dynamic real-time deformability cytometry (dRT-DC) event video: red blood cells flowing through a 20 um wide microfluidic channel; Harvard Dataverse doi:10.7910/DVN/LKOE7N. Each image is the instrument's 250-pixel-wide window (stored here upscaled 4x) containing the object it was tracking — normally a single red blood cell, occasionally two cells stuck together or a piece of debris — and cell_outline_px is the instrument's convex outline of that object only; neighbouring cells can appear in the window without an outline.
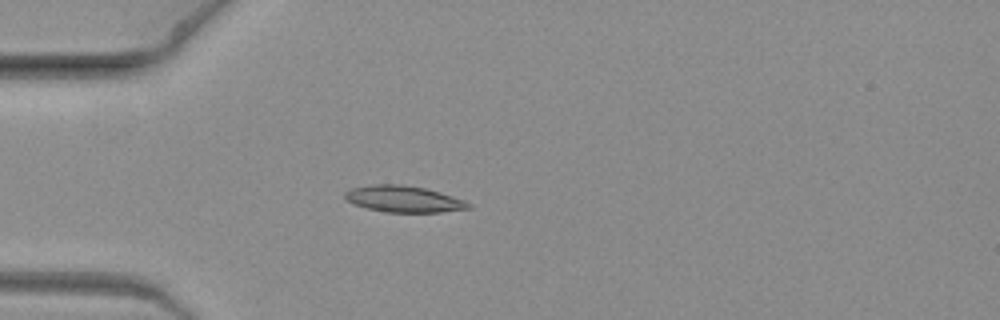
{"species": "common noctule bat (a hibernating species)", "species_latin": "Nyctalus noctula", "temperature_condition": "warm", "stored_images_in_passage": 7, "camera_frame_rate_fps": 3000, "um_per_image_px": 0.085, "animal": {"sex": "female", "body_mass_g": 19.3, "forearm_length_mm": 54.1}, "frame": {"image": 1, "passage_image": 5, "time_ms": 1.333, "image_size_px": [1000, 320], "cell_outline_px": [[472, 208], [440, 212], [384, 212], [352, 204], [344, 200], [344, 192], [352, 188], [372, 184], [400, 184], [424, 188], [440, 192], [464, 200], [472, 204]], "centroid_in_image_um": [34.28, 16.92], "position_along_channel_um": 50.7, "area_um2": 19.13}}
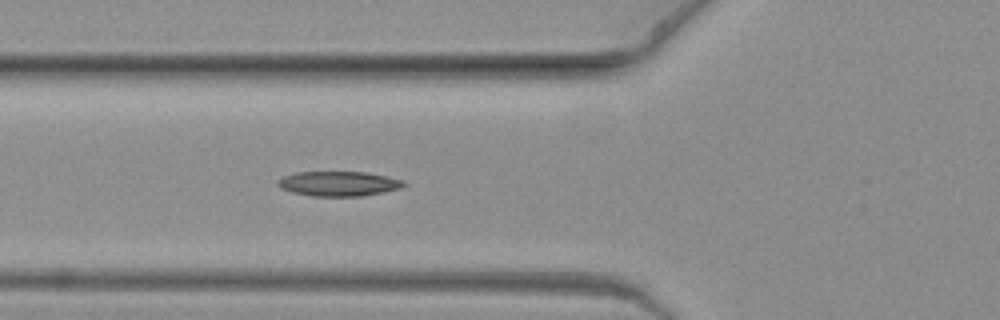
{"frame": {"image": 2, "passage_image": 7, "time_ms": 2.0, "image_size_px": [1000, 320], "cell_outline_px": [[408, 184], [404, 188], [364, 196], [312, 196], [292, 192], [280, 188], [276, 184], [276, 180], [284, 176], [296, 172], [368, 172], [404, 180]], "centroid_in_image_um": [28.82, 15.61], "position_along_channel_um": 97.0, "area_um2": 18.5}}